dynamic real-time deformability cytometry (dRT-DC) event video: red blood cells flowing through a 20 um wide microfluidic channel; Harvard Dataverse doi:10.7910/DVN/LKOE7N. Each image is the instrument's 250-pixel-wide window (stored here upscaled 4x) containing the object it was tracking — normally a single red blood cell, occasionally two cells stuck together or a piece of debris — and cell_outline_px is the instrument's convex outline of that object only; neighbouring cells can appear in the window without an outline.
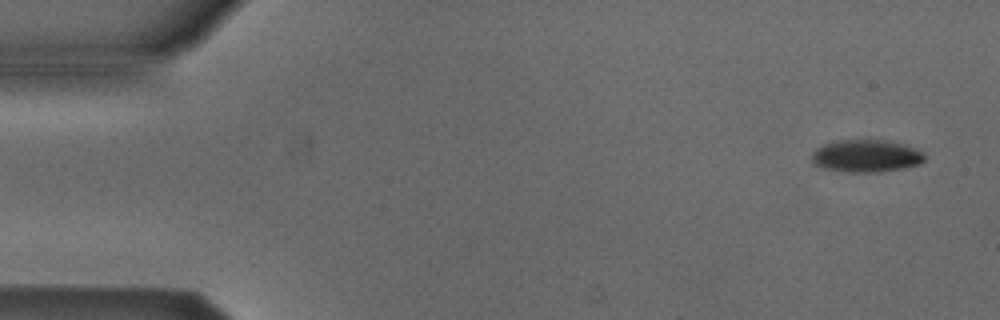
{"species": "Egyptian fruit bat (a non-hibernating species)", "species_latin": "Rousettus aegyptiacus", "temperature_condition": "cold", "stored_images_in_passage": 7, "camera_frame_rate_fps": 3000, "um_per_image_px": 0.085, "animal": {"sex": "male"}, "frame": {"image": 1, "passage_image": 1, "time_ms": 0.0, "image_size_px": [1000, 320], "cell_outline_px": [[924, 160], [920, 164], [904, 168], [876, 172], [848, 172], [820, 168], [812, 164], [812, 152], [816, 148], [824, 144], [836, 140], [884, 140], [900, 144], [924, 152]], "centroid_in_image_um": [73.56, 13.27], "position_along_channel_um": 11.4, "area_um2": 21.33}}
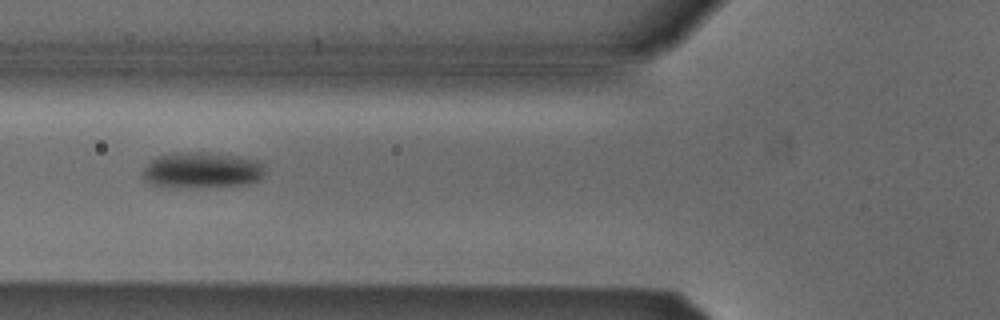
{"frame": {"image": 2, "passage_image": 5, "time_ms": 1.333, "image_size_px": [1000, 320], "cell_outline_px": [[264, 176], [260, 180], [244, 184], [152, 184], [144, 180], [144, 168], [156, 156], [176, 152], [212, 152], [260, 160], [264, 164]], "centroid_in_image_um": [17.24, 14.38], "position_along_channel_um": 108.6, "area_um2": 24.39}}
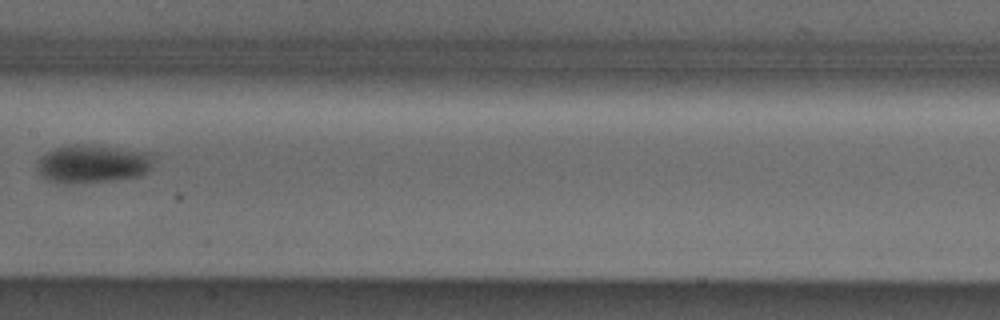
{"frame": {"image": 3, "passage_image": 7, "time_ms": 2.0, "image_size_px": [1000, 320], "cell_outline_px": [[156, 156], [152, 168], [148, 172], [140, 176], [116, 180], [72, 184], [64, 184], [48, 180], [40, 176], [36, 168], [36, 160], [40, 156], [52, 148], [68, 144], [76, 144], [116, 148], [152, 152]], "centroid_in_image_um": [7.87, 13.93], "position_along_channel_um": 199.5, "area_um2": 26.7}}